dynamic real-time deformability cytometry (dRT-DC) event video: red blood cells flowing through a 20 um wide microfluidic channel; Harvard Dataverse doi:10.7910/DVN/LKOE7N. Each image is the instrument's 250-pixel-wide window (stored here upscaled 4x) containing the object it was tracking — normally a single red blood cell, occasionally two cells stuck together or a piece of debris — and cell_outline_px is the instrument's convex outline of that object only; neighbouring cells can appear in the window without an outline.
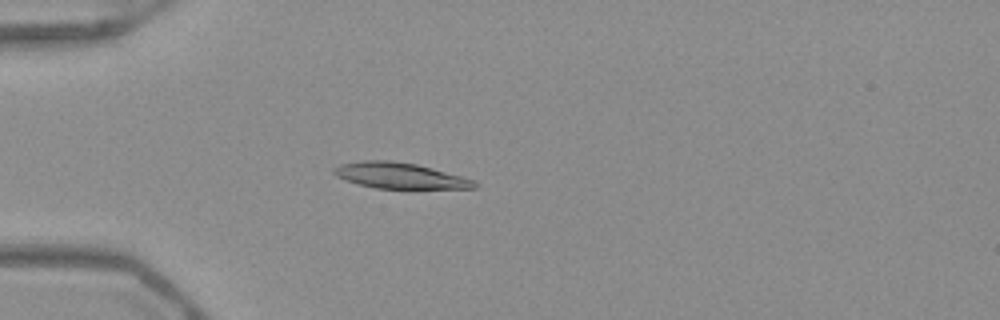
{"species": "Egyptian fruit bat (a non-hibernating species)", "species_latin": "Rousettus aegyptiacus", "temperature_condition": "warm", "stored_images_in_passage": 52, "camera_frame_rate_fps": 3000, "um_per_image_px": 0.085, "frame": {"image": 1, "passage_image": 15, "time_ms": 4.667, "image_size_px": [1000, 320], "cell_outline_px": [[480, 184], [476, 188], [376, 188], [344, 180], [336, 176], [332, 172], [332, 168], [340, 164], [364, 160], [392, 160], [416, 164], [432, 168], [476, 180]], "centroid_in_image_um": [33.98, 14.92], "position_along_channel_um": 51.0, "area_um2": 21.15}}
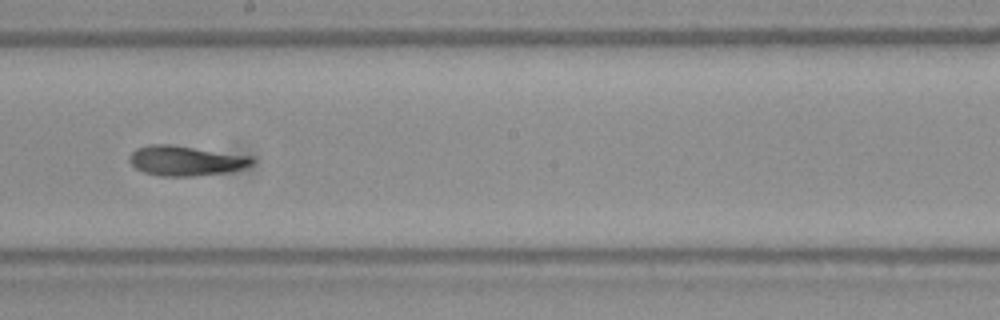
{"frame": {"image": 2, "passage_image": 30, "time_ms": 9.667, "image_size_px": [1000, 320], "cell_outline_px": [[256, 160], [252, 164], [244, 168], [228, 172], [192, 176], [160, 176], [144, 172], [136, 168], [128, 160], [128, 156], [136, 148], [148, 144], [168, 144], [252, 156]], "centroid_in_image_um": [15.78, 13.66], "position_along_channel_um": 232.4, "area_um2": 21.44}}
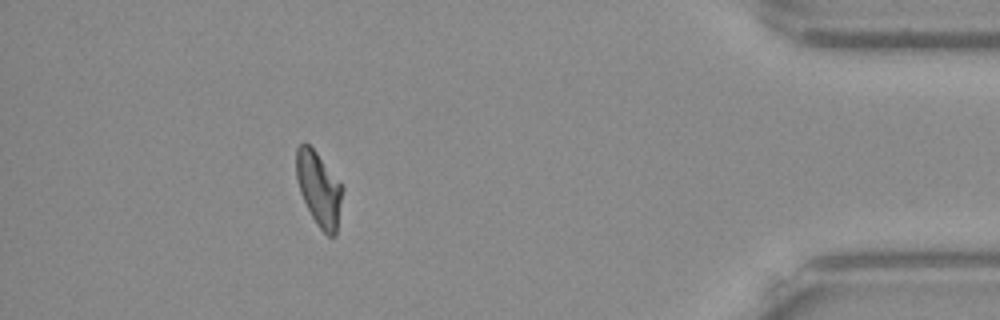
{"frame": {"image": 3, "passage_image": 47, "time_ms": 15.333, "image_size_px": [1000, 320], "cell_outline_px": [[344, 188], [336, 236], [328, 236], [320, 228], [312, 216], [300, 192], [296, 180], [296, 148], [304, 140], [316, 152]], "centroid_in_image_um": [27.1, 16.05], "position_along_channel_um": 408.1, "area_um2": 19.83}, "authors_computed_cell_mechanics": {"area_um2": 20.8369, "velocity_mm_per_s": 3.9301, "shape_relaxation_time_tau1_ms": 6.4898, "shape_relaxation_time_tau2_ms": 3.1253, "deformation_change_tau1": 0.2245, "deformation_change_tau2": 0.1087}}